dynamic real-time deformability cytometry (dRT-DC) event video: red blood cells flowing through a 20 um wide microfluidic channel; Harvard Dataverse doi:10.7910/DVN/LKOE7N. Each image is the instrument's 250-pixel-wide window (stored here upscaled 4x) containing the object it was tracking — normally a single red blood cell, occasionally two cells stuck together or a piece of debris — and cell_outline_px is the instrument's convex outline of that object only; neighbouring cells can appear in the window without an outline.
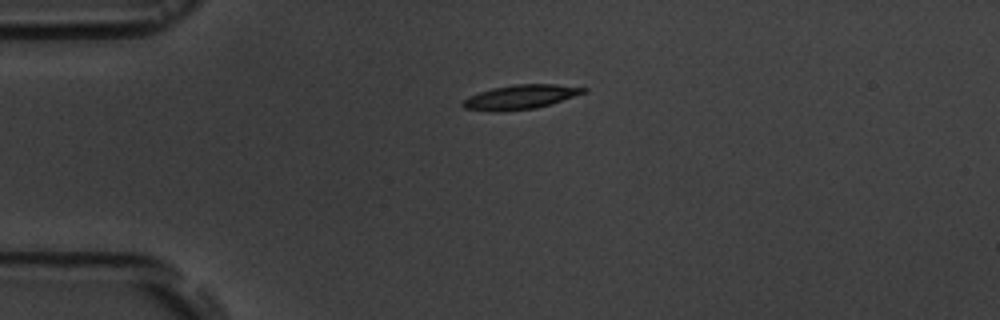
{"species": "common noctule bat (a hibernating species)", "species_latin": "Nyctalus noctula", "temperature_condition": "room temperature", "stored_images_in_passage": 4, "camera_frame_rate_fps": 3000, "um_per_image_px": 0.085, "animal": {"sex": "male", "body_mass_g": 19.5, "forearm_length_mm": 54.6}, "frame": {"image": 1, "passage_image": 4, "time_ms": 3.333, "image_size_px": [1000, 320], "cell_outline_px": [[588, 92], [536, 108], [500, 112], [496, 112], [464, 108], [460, 104], [468, 96], [492, 88], [516, 84], [556, 84], [588, 88]], "centroid_in_image_um": [44.24, 8.24], "position_along_channel_um": 40.8, "area_um2": 17.11}}